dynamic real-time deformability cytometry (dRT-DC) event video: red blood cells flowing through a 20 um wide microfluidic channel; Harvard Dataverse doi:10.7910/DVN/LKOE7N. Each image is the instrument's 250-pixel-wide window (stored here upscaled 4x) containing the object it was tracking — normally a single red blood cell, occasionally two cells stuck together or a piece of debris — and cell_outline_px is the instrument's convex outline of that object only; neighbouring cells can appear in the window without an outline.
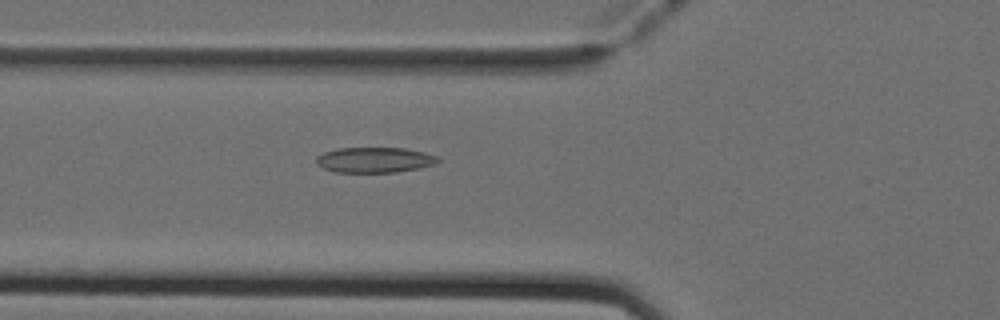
{"species": "Egyptian fruit bat (a non-hibernating species)", "species_latin": "Rousettus aegyptiacus", "temperature_condition": "cold", "stored_images_in_passage": 51, "camera_frame_rate_fps": 3000, "um_per_image_px": 0.085, "animal": {"sex": "female"}, "frame": {"image": 1, "passage_image": 19, "time_ms": 6.0, "image_size_px": [1000, 320], "cell_outline_px": [[440, 160], [436, 164], [420, 168], [396, 172], [332, 172], [316, 164], [316, 156], [324, 152], [336, 148], [404, 148], [424, 152], [440, 156]], "centroid_in_image_um": [31.86, 13.59], "position_along_channel_um": 93.9, "area_um2": 18.21}}
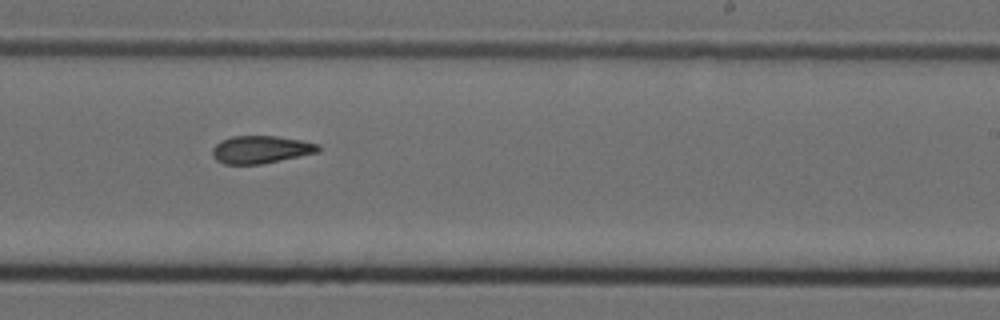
{"frame": {"image": 2, "passage_image": 32, "time_ms": 10.333, "image_size_px": [1000, 320], "cell_outline_px": [[320, 152], [260, 164], [224, 164], [216, 160], [212, 156], [212, 148], [220, 140], [232, 136], [276, 136], [300, 140], [320, 144]], "centroid_in_image_um": [22.16, 12.71], "position_along_channel_um": 266.8, "area_um2": 17.11}}
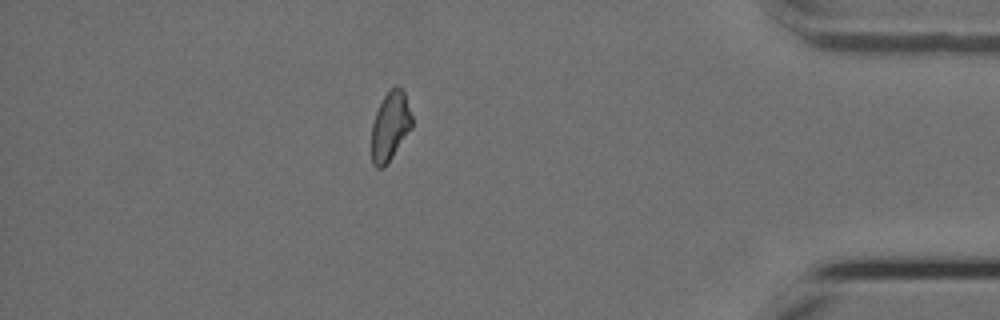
{"frame": {"image": 3, "passage_image": 45, "time_ms": 14.667, "image_size_px": [1000, 320], "cell_outline_px": [[412, 128], [384, 168], [376, 168], [372, 164], [372, 124], [376, 112], [384, 96], [396, 84], [404, 92], [412, 116]], "centroid_in_image_um": [33.17, 10.75], "position_along_channel_um": 402.0, "area_um2": 16.13}, "authors_computed_cell_mechanics": {"area_um2": 17.5134, "velocity_mm_per_s": 3.9823, "shape_relaxation_time_tau1_ms": null, "shape_relaxation_time_tau2_ms": 4.3489, "deformation_change_tau1": null, "deformation_change_tau2": 0.12}}